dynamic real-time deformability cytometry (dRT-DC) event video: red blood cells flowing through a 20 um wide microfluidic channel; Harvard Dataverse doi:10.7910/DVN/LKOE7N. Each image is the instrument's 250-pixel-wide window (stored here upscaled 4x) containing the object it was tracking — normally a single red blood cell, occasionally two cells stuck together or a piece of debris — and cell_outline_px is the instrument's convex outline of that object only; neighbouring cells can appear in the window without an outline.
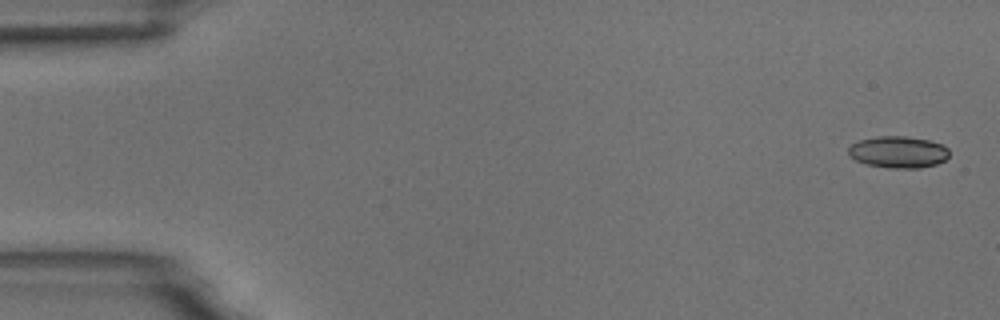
{"species": "common noctule bat (a hibernating species)", "species_latin": "Nyctalus noctula", "temperature_condition": "room temperature", "stored_images_in_passage": 3, "camera_frame_rate_fps": 3000, "um_per_image_px": 0.085, "animal": {"sex": "male", "body_mass_g": 18.8}, "frame": {"image": 1, "passage_image": 1, "time_ms": 0.0, "image_size_px": [1000, 320], "cell_outline_px": [[948, 156], [944, 160], [936, 164], [920, 168], [888, 168], [868, 164], [856, 160], [848, 156], [848, 148], [852, 144], [860, 140], [876, 136], [904, 136], [928, 140], [940, 144], [948, 148]], "centroid_in_image_um": [76.33, 12.92], "position_along_channel_um": 8.7, "area_um2": 18.55}}